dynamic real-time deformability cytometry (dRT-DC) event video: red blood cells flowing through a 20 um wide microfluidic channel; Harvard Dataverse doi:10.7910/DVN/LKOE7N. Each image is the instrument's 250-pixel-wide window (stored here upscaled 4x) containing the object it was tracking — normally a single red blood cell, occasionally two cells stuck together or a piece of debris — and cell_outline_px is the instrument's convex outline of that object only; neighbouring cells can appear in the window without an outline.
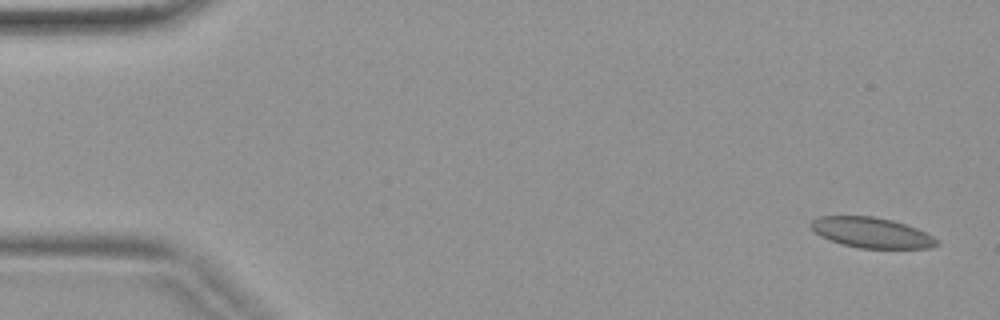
{"species": "common noctule bat (a hibernating species)", "species_latin": "Nyctalus noctula", "temperature_condition": "warm", "stored_images_in_passage": 5, "segment_of_instrument_passage": [1, 2], "camera_frame_rate_fps": 3000, "um_per_image_px": 0.085, "animal": {"sex": "female", "body_mass_g": 19.9}, "frame": {"image": 1, "passage_image": 1, "time_ms": 0.0, "image_size_px": [1000, 320], "cell_outline_px": [[940, 244], [928, 248], [860, 248], [844, 244], [820, 236], [808, 224], [812, 220], [820, 216], [872, 216], [892, 220], [916, 228], [940, 240]], "centroid_in_image_um": [74.09, 19.77], "position_along_channel_um": 10.9, "area_um2": 22.08}}
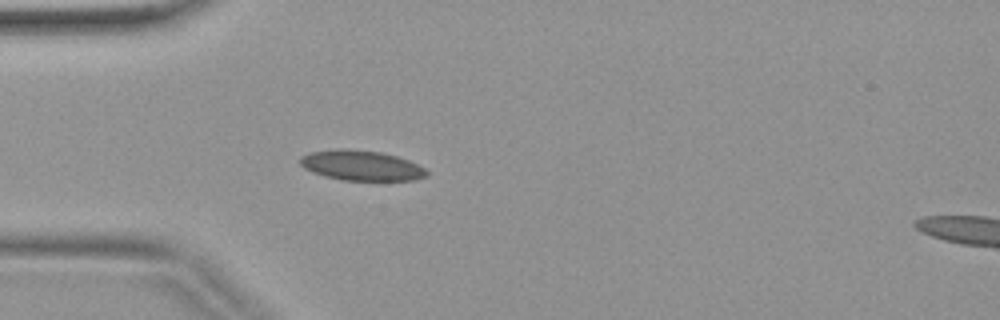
{"frame": {"image": 2, "passage_image": 4, "time_ms": 1.0, "image_size_px": [1000, 320], "cell_outline_px": [[428, 176], [416, 180], [340, 180], [324, 176], [312, 172], [304, 168], [300, 164], [300, 156], [312, 152], [336, 148], [344, 148], [380, 152], [396, 156], [408, 160], [424, 168], [428, 172]], "centroid_in_image_um": [30.69, 14.07], "position_along_channel_um": 54.3, "area_um2": 22.25}}